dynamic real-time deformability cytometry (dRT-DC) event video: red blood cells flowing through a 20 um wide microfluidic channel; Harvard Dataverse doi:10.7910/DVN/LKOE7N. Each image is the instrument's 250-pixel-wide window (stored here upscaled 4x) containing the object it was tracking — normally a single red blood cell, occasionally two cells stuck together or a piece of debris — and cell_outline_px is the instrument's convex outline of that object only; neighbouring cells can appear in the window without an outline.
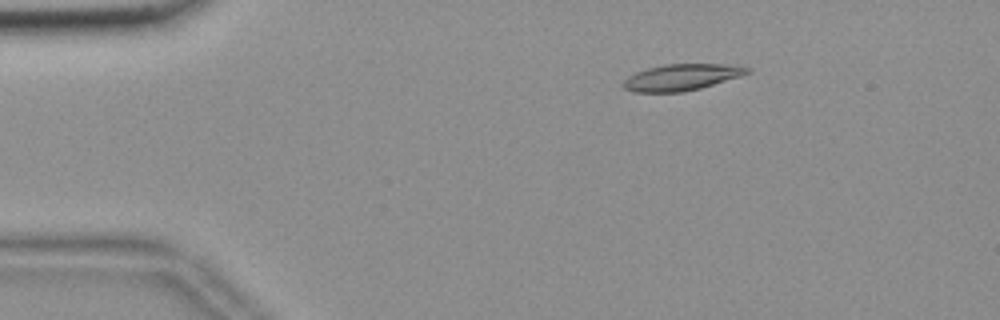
{"species": "common noctule bat (a hibernating species)", "species_latin": "Nyctalus noctula", "temperature_condition": "room temperature", "stored_images_in_passage": 55, "camera_frame_rate_fps": 3000, "um_per_image_px": 0.085, "animal": {"sex": "female", "body_mass_g": 18.4}, "frame": {"image": 1, "passage_image": 9, "time_ms": 2.667, "image_size_px": [1000, 320], "cell_outline_px": [[752, 72], [740, 76], [700, 88], [684, 92], [632, 92], [624, 88], [620, 84], [628, 76], [636, 72], [648, 68], [664, 64], [740, 64], [752, 68]], "centroid_in_image_um": [57.96, 6.56], "position_along_channel_um": 27.0, "area_um2": 19.31}}
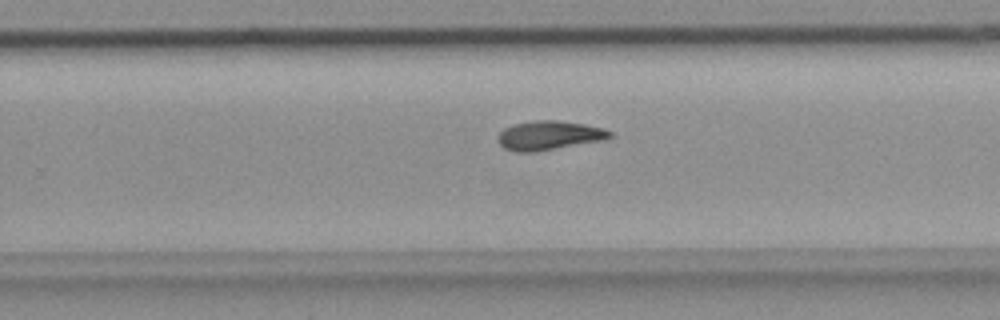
{"frame": {"image": 2, "passage_image": 35, "time_ms": 11.333, "image_size_px": [1000, 320], "cell_outline_px": [[612, 136], [604, 140], [532, 152], [520, 152], [504, 148], [496, 140], [496, 136], [504, 128], [512, 124], [532, 120], [556, 120], [584, 124], [604, 128], [612, 132]], "centroid_in_image_um": [46.64, 11.49], "position_along_channel_um": 283.2, "area_um2": 19.02}}
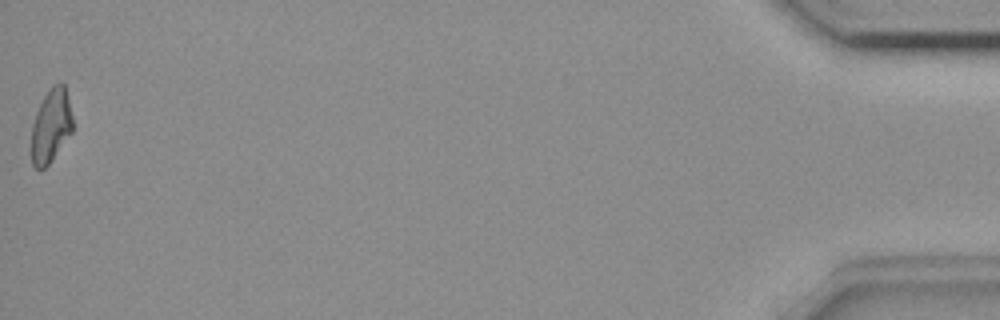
{"frame": {"image": 3, "passage_image": 55, "time_ms": 18.0, "image_size_px": [1000, 320], "cell_outline_px": [[72, 132], [48, 164], [44, 168], [36, 168], [32, 164], [32, 124], [36, 112], [48, 88], [52, 84], [60, 80], [64, 84], [68, 96], [72, 116]], "centroid_in_image_um": [4.34, 10.62], "position_along_channel_um": 430.9, "area_um2": 17.63}, "authors_computed_cell_mechanics": {"area_um2": 18.6694, "velocity_mm_per_s": 3.677, "shape_relaxation_time_tau1_ms": null, "shape_relaxation_time_tau2_ms": 8.9897, "deformation_change_tau1": null, "deformation_change_tau2": 0.1565}}